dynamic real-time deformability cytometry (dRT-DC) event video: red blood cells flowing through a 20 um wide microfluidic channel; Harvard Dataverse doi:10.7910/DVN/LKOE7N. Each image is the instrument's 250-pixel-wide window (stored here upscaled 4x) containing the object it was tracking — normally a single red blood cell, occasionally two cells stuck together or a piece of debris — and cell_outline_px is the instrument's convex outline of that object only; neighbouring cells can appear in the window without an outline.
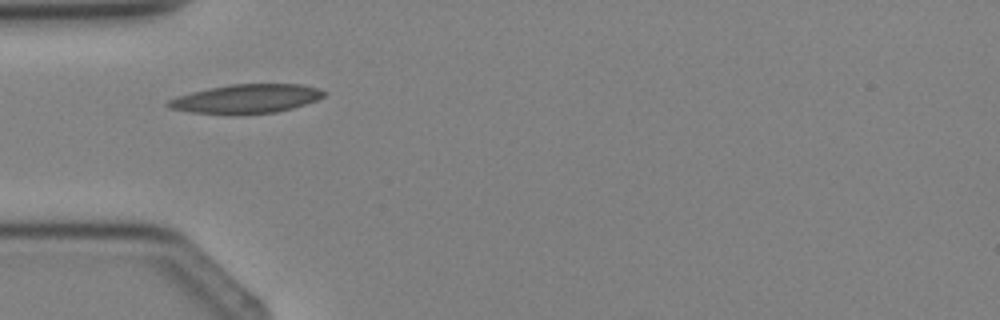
{"species": "Egyptian fruit bat (a non-hibernating species)", "species_latin": "Rousettus aegyptiacus", "temperature_condition": "cold", "stored_images_in_passage": 4, "camera_frame_rate_fps": 3000, "um_per_image_px": 0.085, "animal": {"sex": "female"}, "frame": {"image": 1, "passage_image": 3, "time_ms": 2.333, "image_size_px": [1000, 320], "cell_outline_px": [[328, 92], [324, 96], [316, 100], [292, 108], [276, 112], [188, 112], [168, 108], [164, 104], [168, 100], [192, 92], [208, 88], [232, 84], [300, 84], [320, 88]], "centroid_in_image_um": [20.97, 8.36], "position_along_channel_um": 64.0, "area_um2": 25.49}}
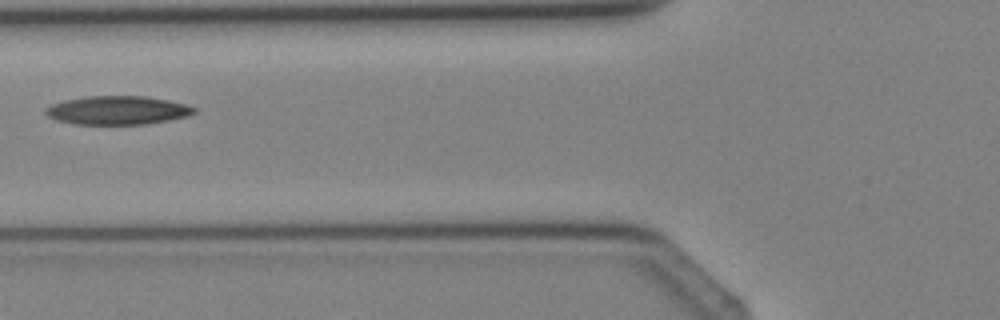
{"frame": {"image": 2, "passage_image": 4, "time_ms": 3.333, "image_size_px": [1000, 320], "cell_outline_px": [[196, 112], [188, 116], [168, 120], [144, 124], [72, 124], [56, 120], [48, 116], [44, 112], [44, 108], [52, 104], [64, 100], [84, 96], [144, 96], [168, 100], [188, 104], [196, 108]], "centroid_in_image_um": [9.97, 9.37], "position_along_channel_um": 115.8, "area_um2": 24.91}}